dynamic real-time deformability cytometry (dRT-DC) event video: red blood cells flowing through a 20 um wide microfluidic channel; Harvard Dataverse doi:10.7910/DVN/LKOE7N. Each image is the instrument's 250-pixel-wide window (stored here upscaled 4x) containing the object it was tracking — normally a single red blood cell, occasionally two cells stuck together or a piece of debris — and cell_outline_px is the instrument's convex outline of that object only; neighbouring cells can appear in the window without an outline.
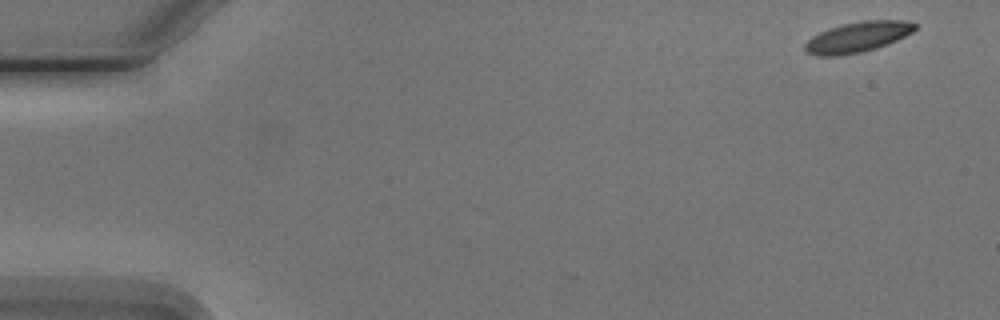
{"species": "Egyptian fruit bat (a non-hibernating species)", "species_latin": "Rousettus aegyptiacus", "temperature_condition": "cold", "stored_images_in_passage": 4, "camera_frame_rate_fps": 3000, "um_per_image_px": 0.085, "animal": {"sex": "male"}, "frame": {"image": 1, "passage_image": 1, "time_ms": 0.0, "image_size_px": [1000, 320], "cell_outline_px": [[916, 28], [912, 32], [888, 44], [876, 48], [860, 52], [840, 56], [816, 56], [808, 52], [804, 48], [804, 44], [812, 36], [828, 28], [844, 24], [864, 20], [904, 20], [916, 24]], "centroid_in_image_um": [72.88, 3.15], "position_along_channel_um": 12.1, "area_um2": 19.42}}